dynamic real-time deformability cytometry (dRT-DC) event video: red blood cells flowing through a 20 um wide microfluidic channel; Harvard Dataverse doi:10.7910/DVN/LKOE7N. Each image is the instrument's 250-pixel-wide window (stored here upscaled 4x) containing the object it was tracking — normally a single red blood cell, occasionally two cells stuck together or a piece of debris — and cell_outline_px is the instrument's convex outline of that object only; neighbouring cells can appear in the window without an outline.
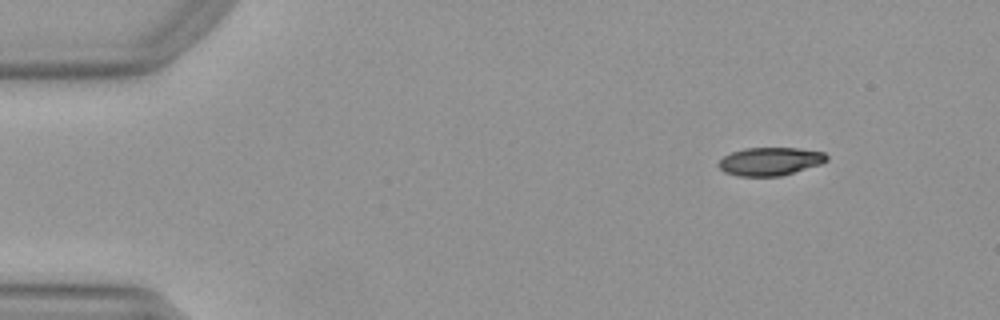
{"species": "Egyptian fruit bat (a non-hibernating species)", "species_latin": "Rousettus aegyptiacus", "temperature_condition": "warm", "stored_images_in_passage": 13, "camera_frame_rate_fps": 3000, "um_per_image_px": 0.085, "animal": {"sex": "female"}, "frame": {"image": 1, "passage_image": 1, "time_ms": 0.0, "image_size_px": [1000, 320], "cell_outline_px": [[828, 160], [820, 164], [780, 176], [736, 176], [724, 172], [716, 164], [724, 156], [732, 152], [744, 148], [800, 148], [824, 152], [828, 156]], "centroid_in_image_um": [65.44, 13.71], "position_along_channel_um": 19.6, "area_um2": 17.74}}
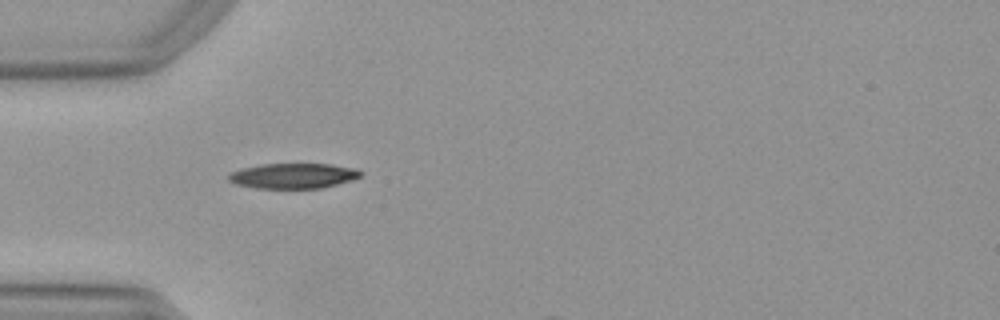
{"frame": {"image": 2, "passage_image": 11, "time_ms": 3.333, "image_size_px": [1000, 320], "cell_outline_px": [[364, 172], [360, 176], [352, 180], [320, 188], [256, 188], [236, 184], [228, 180], [228, 176], [232, 172], [244, 168], [264, 164], [332, 164], [356, 168]], "centroid_in_image_um": [24.97, 14.94], "position_along_channel_um": 60.0, "area_um2": 19.25}}